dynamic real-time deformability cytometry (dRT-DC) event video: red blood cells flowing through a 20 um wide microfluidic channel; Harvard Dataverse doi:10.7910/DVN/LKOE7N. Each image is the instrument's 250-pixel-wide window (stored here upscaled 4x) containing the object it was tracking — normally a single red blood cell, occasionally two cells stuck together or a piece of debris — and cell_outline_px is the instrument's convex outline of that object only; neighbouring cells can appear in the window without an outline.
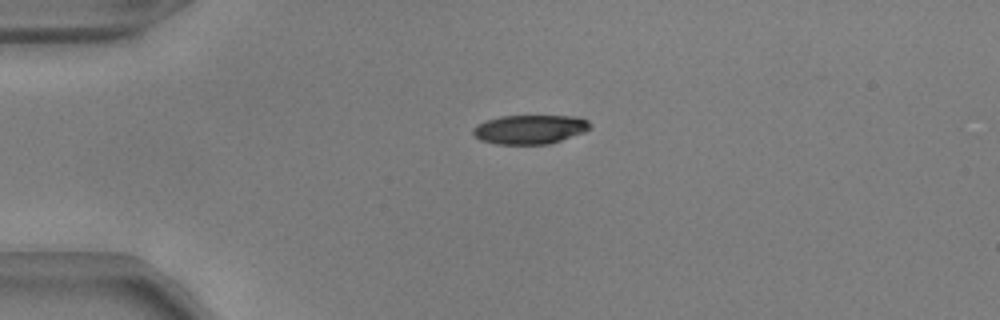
{"species": "common noctule bat (a hibernating species)", "species_latin": "Nyctalus noctula", "temperature_condition": "warm", "stored_images_in_passage": 24, "camera_frame_rate_fps": 3000, "um_per_image_px": 0.085, "animal": {"sex": "male", "body_mass_g": 17.9, "forearm_length_mm": 54.2}, "frame": {"image": 1, "passage_image": 1, "time_ms": 0.0, "image_size_px": [1000, 320], "cell_outline_px": [[592, 128], [584, 132], [548, 144], [496, 144], [480, 140], [472, 132], [472, 128], [476, 124], [500, 116], [580, 116], [588, 120], [592, 124]], "centroid_in_image_um": [45.06, 10.99], "position_along_channel_um": 39.9, "area_um2": 19.94}}
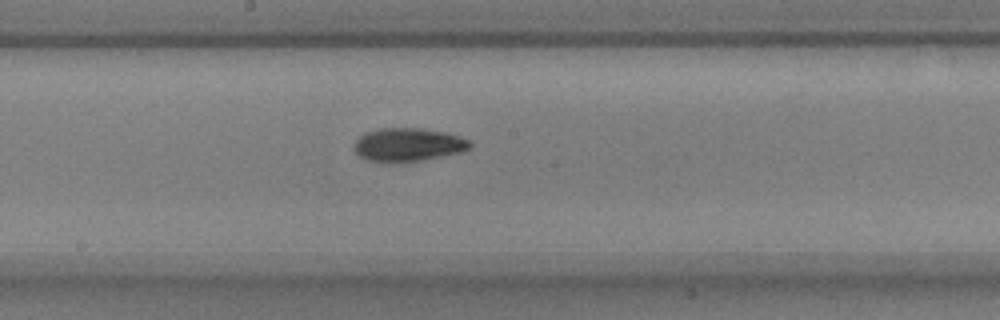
{"frame": {"image": 2, "passage_image": 17, "time_ms": 5.333, "image_size_px": [1000, 320], "cell_outline_px": [[472, 148], [460, 152], [424, 160], [392, 164], [364, 160], [352, 148], [352, 144], [364, 132], [380, 128], [420, 128], [444, 132], [468, 140], [472, 144]], "centroid_in_image_um": [34.61, 12.32], "position_along_channel_um": 213.6, "area_um2": 22.95}}
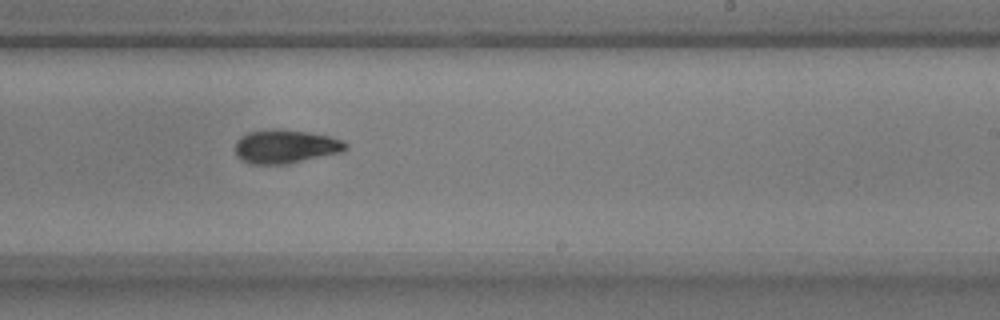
{"frame": {"image": 3, "passage_image": 21, "time_ms": 6.667, "image_size_px": [1000, 320], "cell_outline_px": [[348, 148], [340, 152], [288, 164], [252, 164], [240, 160], [236, 156], [236, 140], [240, 136], [248, 132], [272, 128], [276, 128], [308, 132], [328, 136], [344, 140], [348, 144]], "centroid_in_image_um": [24.24, 12.44], "position_along_channel_um": 264.8, "area_um2": 21.85}}